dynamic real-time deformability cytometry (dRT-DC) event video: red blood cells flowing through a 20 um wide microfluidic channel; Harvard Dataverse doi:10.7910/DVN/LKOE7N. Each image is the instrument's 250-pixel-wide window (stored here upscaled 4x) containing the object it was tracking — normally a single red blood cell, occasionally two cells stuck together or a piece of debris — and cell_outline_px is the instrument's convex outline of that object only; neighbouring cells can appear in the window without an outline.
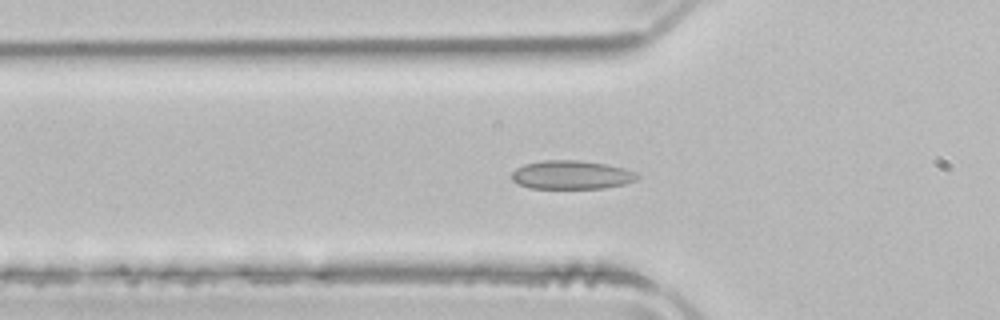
{"species": "common noctule bat (a hibernating species)", "species_latin": "Nyctalus noctula", "temperature_condition": "room temperature", "stored_images_in_passage": 51, "camera_frame_rate_fps": 3000, "um_per_image_px": 0.085, "animal": {"sex": "male", "body_mass_g": 21.5, "forearm_length_mm": 52.0}, "frame": {"image": 1, "passage_image": 16, "time_ms": 5.0, "image_size_px": [1000, 320], "cell_outline_px": [[640, 176], [636, 180], [624, 184], [604, 188], [528, 188], [516, 184], [512, 180], [512, 172], [516, 168], [524, 164], [548, 160], [576, 160], [608, 164], [624, 168], [636, 172]], "centroid_in_image_um": [48.57, 14.87], "position_along_channel_um": 77.2, "area_um2": 21.04}}
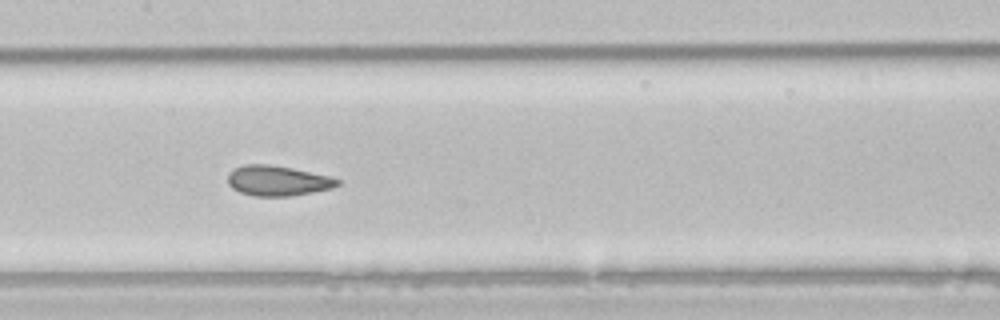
{"frame": {"image": 2, "passage_image": 24, "time_ms": 7.667, "image_size_px": [1000, 320], "cell_outline_px": [[340, 184], [332, 188], [312, 192], [288, 196], [256, 196], [240, 192], [232, 188], [228, 184], [228, 176], [236, 168], [244, 164], [268, 164], [292, 168], [328, 176], [340, 180]], "centroid_in_image_um": [23.6, 15.36], "position_along_channel_um": 183.8, "area_um2": 19.02}}
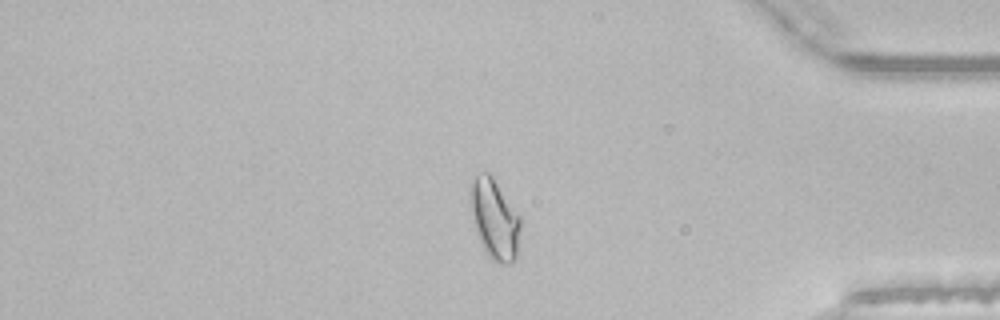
{"frame": {"image": 3, "passage_image": 42, "time_ms": 13.667, "image_size_px": [1000, 320], "cell_outline_px": [[524, 220], [516, 256], [508, 264], [500, 264], [492, 260], [488, 256], [476, 232], [468, 192], [472, 180], [476, 176], [484, 172], [488, 172], [492, 176], [524, 216]], "centroid_in_image_um": [42.11, 18.59], "position_along_channel_um": 393.1, "area_um2": 24.16}, "authors_computed_cell_mechanics": {"area_um2": 21.1548, "velocity_mm_per_s": 3.9697, "shape_relaxation_time_tau1_ms": 5.9713, "shape_relaxation_time_tau2_ms": 0.8545, "deformation_change_tau1": 0.1348, "deformation_change_tau2": 0.0529}}